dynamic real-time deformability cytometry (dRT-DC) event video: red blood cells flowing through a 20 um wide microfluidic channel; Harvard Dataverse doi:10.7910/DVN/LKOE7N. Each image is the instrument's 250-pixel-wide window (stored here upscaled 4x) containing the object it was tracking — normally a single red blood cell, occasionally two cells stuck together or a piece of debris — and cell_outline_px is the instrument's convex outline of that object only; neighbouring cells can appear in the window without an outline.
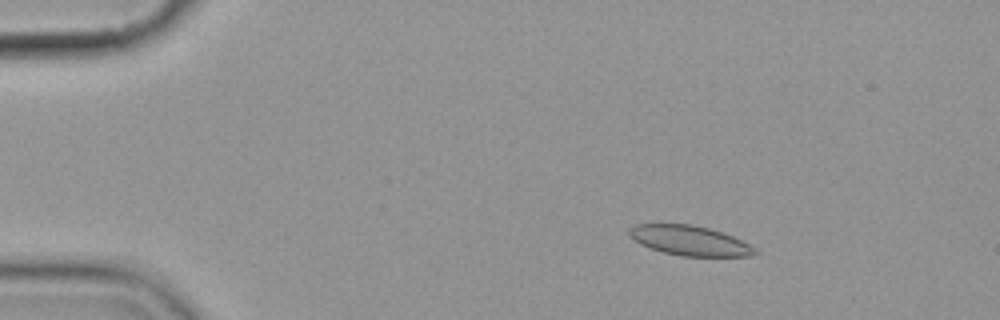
{"species": "common noctule bat (a hibernating species)", "species_latin": "Nyctalus noctula", "temperature_condition": "cold", "stored_images_in_passage": 7, "camera_frame_rate_fps": 3000, "um_per_image_px": 0.085, "animal": {"sex": "female", "body_mass_g": 19.9}, "frame": {"image": 1, "passage_image": 3, "time_ms": 2.333, "image_size_px": [1000, 320], "cell_outline_px": [[760, 252], [752, 256], [680, 256], [664, 252], [640, 244], [628, 236], [628, 228], [636, 224], [692, 224], [708, 228], [732, 236], [756, 248]], "centroid_in_image_um": [58.61, 20.45], "position_along_channel_um": 26.4, "area_um2": 21.79}}
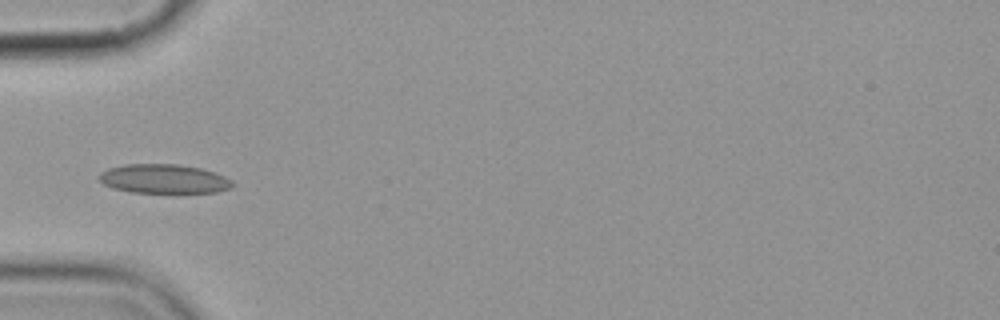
{"frame": {"image": 2, "passage_image": 6, "time_ms": 5.667, "image_size_px": [1000, 320], "cell_outline_px": [[236, 184], [232, 188], [216, 192], [132, 192], [112, 188], [104, 184], [96, 176], [100, 172], [108, 168], [124, 164], [176, 164], [200, 168], [224, 176], [232, 180]], "centroid_in_image_um": [13.91, 15.2], "position_along_channel_um": 71.1, "area_um2": 22.66}}
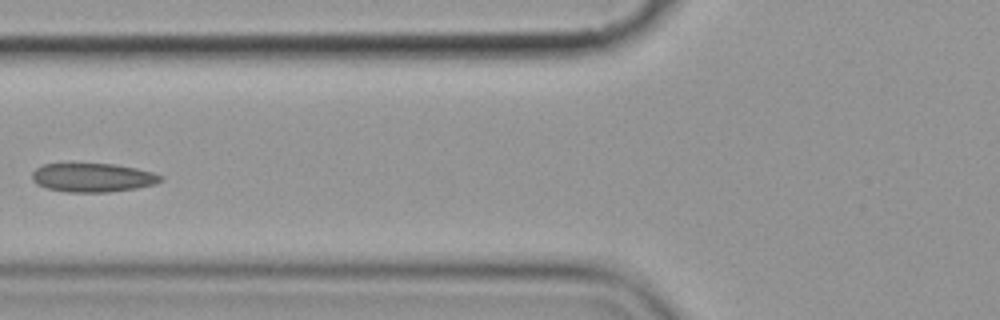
{"frame": {"image": 3, "passage_image": 7, "time_ms": 7.0, "image_size_px": [1000, 320], "cell_outline_px": [[164, 180], [156, 184], [136, 188], [108, 192], [68, 192], [48, 188], [36, 184], [32, 180], [32, 172], [36, 168], [44, 164], [116, 164], [136, 168], [152, 172], [164, 176]], "centroid_in_image_um": [7.91, 15.09], "position_along_channel_um": 117.9, "area_um2": 21.62}}